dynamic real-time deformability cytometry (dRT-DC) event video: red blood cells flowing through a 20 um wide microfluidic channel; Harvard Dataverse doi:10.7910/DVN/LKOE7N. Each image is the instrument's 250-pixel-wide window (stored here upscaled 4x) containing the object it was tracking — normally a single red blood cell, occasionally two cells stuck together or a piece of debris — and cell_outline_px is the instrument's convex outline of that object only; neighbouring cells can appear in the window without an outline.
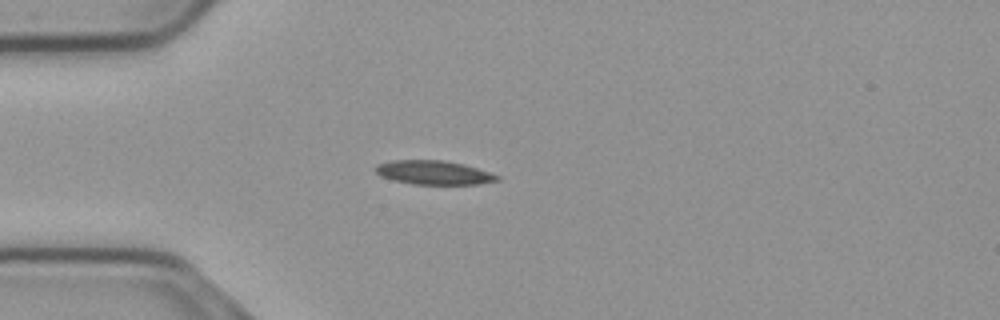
{"species": "common noctule bat (a hibernating species)", "species_latin": "Nyctalus noctula", "temperature_condition": "cold", "stored_images_in_passage": 41, "camera_frame_rate_fps": 3000, "um_per_image_px": 0.085, "animal": {"sex": "male", "body_mass_g": 23.1, "forearm_length_mm": 52.7}, "frame": {"image": 1, "passage_image": 1, "time_ms": 0.0, "image_size_px": [1000, 320], "cell_outline_px": [[500, 180], [476, 184], [412, 184], [380, 176], [372, 168], [376, 164], [392, 160], [444, 160], [464, 164], [500, 176]], "centroid_in_image_um": [36.82, 14.66], "position_along_channel_um": 48.2, "area_um2": 16.94}}
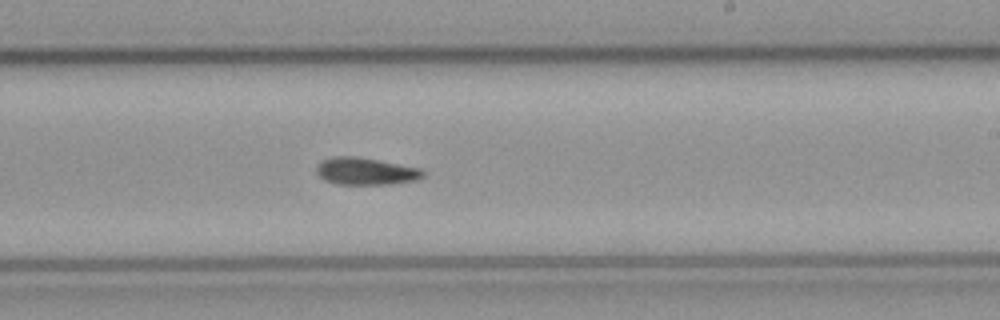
{"frame": {"image": 2, "passage_image": 19, "time_ms": 6.0, "image_size_px": [1000, 320], "cell_outline_px": [[428, 172], [424, 176], [416, 180], [392, 184], [336, 184], [324, 180], [316, 172], [316, 168], [324, 160], [332, 156], [356, 156], [380, 160], [420, 168]], "centroid_in_image_um": [31.13, 14.55], "position_along_channel_um": 257.9, "area_um2": 16.99}}
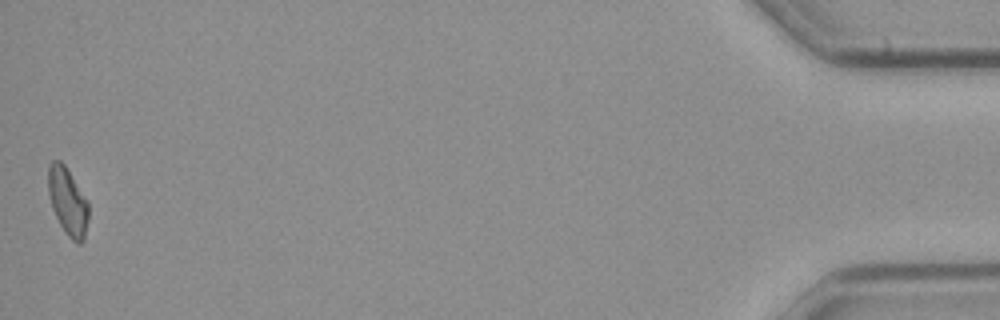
{"frame": {"image": 3, "passage_image": 41, "time_ms": 13.333, "image_size_px": [1000, 320], "cell_outline_px": [[88, 220], [84, 240], [80, 244], [76, 244], [64, 232], [52, 208], [48, 192], [48, 164], [52, 160], [60, 160], [64, 164], [88, 200]], "centroid_in_image_um": [5.76, 17.13], "position_along_channel_um": 429.4, "area_um2": 16.01}}